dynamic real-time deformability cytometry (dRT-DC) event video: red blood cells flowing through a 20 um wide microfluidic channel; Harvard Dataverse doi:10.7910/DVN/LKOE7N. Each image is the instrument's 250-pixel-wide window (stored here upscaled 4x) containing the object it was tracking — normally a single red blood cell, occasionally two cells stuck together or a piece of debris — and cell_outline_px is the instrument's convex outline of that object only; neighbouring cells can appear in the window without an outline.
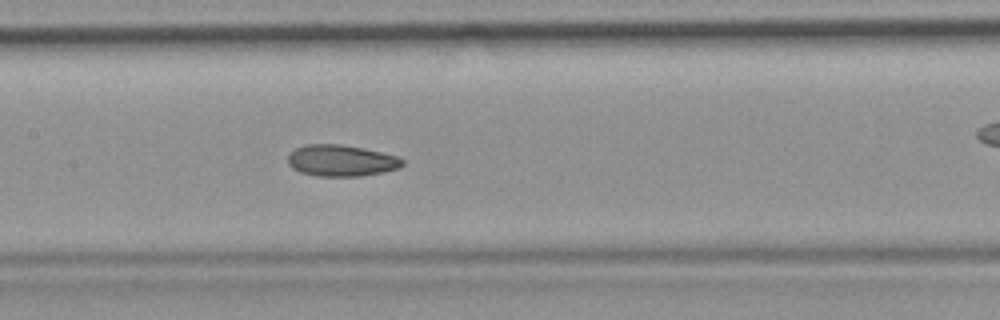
{"species": "common noctule bat (a hibernating species)", "species_latin": "Nyctalus noctula", "temperature_condition": "room temperature", "stored_images_in_passage": 42, "camera_frame_rate_fps": 3000, "um_per_image_px": 0.085, "animal": {"sex": "female", "body_mass_g": 19.9}, "frame": {"image": 1, "passage_image": 19, "time_ms": 6.0, "image_size_px": [1000, 320], "cell_outline_px": [[404, 164], [400, 168], [384, 172], [360, 176], [316, 176], [300, 172], [292, 168], [288, 164], [288, 156], [296, 148], [308, 144], [340, 144], [364, 148], [400, 156], [404, 160]], "centroid_in_image_um": [29.05, 13.65], "position_along_channel_um": 178.4, "area_um2": 21.15}, "authors_computed_cell_mechanics": {"area_um2": 21.0392, "velocity_mm_per_s": 3.8827, "shape_relaxation_time_tau1_ms": null, "shape_relaxation_time_tau2_ms": 3.3352, "deformation_change_tau1": null, "deformation_change_tau2": 0.1012}}